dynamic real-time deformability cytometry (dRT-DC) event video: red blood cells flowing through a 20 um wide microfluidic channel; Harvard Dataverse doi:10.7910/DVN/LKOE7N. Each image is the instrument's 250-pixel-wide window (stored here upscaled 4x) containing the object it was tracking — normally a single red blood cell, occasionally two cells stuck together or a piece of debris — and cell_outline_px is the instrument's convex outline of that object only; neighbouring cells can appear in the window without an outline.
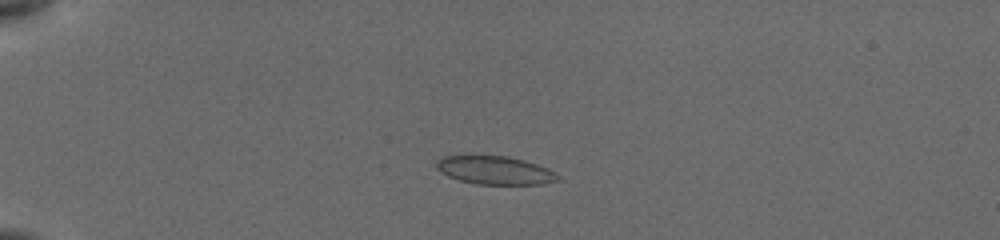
{"species": "common noctule bat (a hibernating species)", "species_latin": "Nyctalus noctula", "temperature_condition": "cold", "stored_images_in_passage": 45, "camera_frame_rate_fps": 3000, "um_per_image_px": 0.085, "animal": {"sex": "female", "body_mass_g": 19.5, "forearm_length_mm": 54.1}, "frame": {"image": 1, "passage_image": 12, "time_ms": 4.0, "image_size_px": [1000, 240], "cell_outline_px": [[560, 180], [544, 184], [476, 184], [460, 180], [448, 176], [440, 172], [436, 168], [436, 160], [444, 156], [508, 156], [524, 160], [548, 168], [556, 172], [560, 176]], "centroid_in_image_um": [42.1, 14.48], "position_along_channel_um": 42.9, "area_um2": 20.06}}
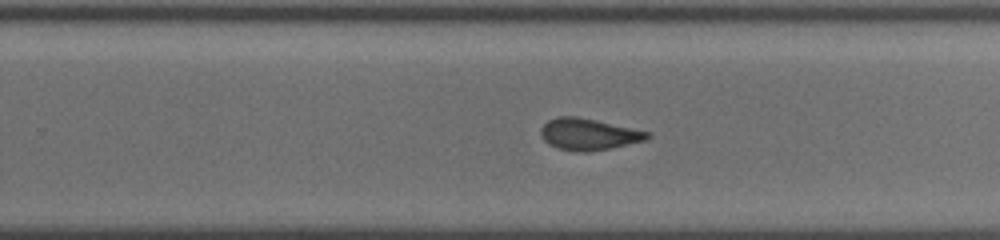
{"frame": {"image": 2, "passage_image": 30, "time_ms": 11.333, "image_size_px": [1000, 240], "cell_outline_px": [[652, 136], [648, 140], [612, 148], [588, 152], [576, 152], [560, 148], [548, 144], [544, 140], [540, 132], [540, 128], [548, 120], [556, 116], [576, 116], [596, 120], [652, 132]], "centroid_in_image_um": [50.07, 11.41], "position_along_channel_um": 279.7, "area_um2": 19.88}}
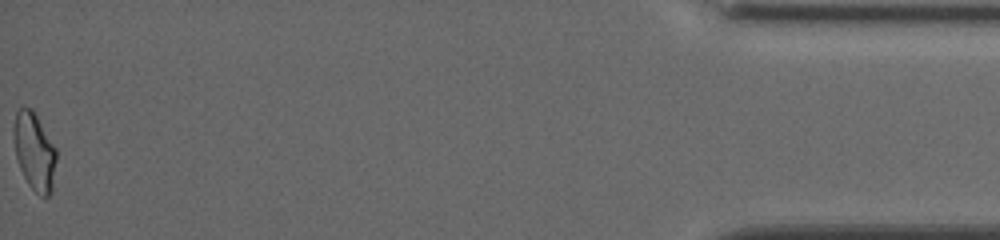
{"frame": {"image": 3, "passage_image": 45, "time_ms": 17.333, "image_size_px": [1000, 240], "cell_outline_px": [[56, 160], [52, 192], [48, 196], [40, 196], [28, 184], [20, 168], [16, 156], [12, 132], [16, 112], [20, 108], [32, 108], [56, 148]], "centroid_in_image_um": [2.92, 12.88], "position_along_channel_um": 432.3, "area_um2": 19.25}, "authors_computed_cell_mechanics": {"area_um2": 20.1144, "velocity_mm_per_s": 3.883, "shape_relaxation_time_tau1_ms": null, "shape_relaxation_time_tau2_ms": 1.5263, "deformation_change_tau1": null, "deformation_change_tau2": 0.0865}}